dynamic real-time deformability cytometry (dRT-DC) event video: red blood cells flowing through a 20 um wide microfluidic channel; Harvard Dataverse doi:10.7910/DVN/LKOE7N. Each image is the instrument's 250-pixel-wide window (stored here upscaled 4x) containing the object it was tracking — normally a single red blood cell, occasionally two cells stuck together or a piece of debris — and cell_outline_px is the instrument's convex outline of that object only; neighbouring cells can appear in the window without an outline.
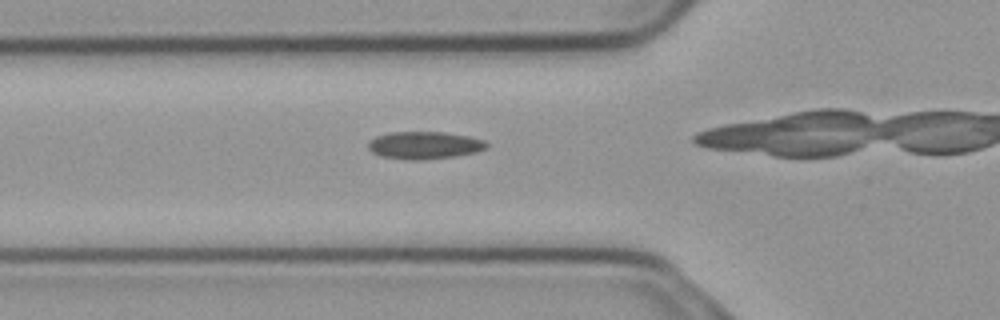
{"species": "common noctule bat (a hibernating species)", "species_latin": "Nyctalus noctula", "temperature_condition": "cold", "stored_images_in_passage": 31, "camera_frame_rate_fps": 3000, "um_per_image_px": 0.085, "animal": {"sex": "male", "body_mass_g": 23.1, "forearm_length_mm": 52.7}, "frame": {"image": 1, "passage_image": 8, "time_ms": 2.333, "image_size_px": [1000, 320], "cell_outline_px": [[488, 148], [476, 152], [456, 156], [420, 160], [412, 160], [380, 156], [372, 152], [368, 148], [368, 144], [376, 136], [392, 132], [444, 132], [468, 136], [484, 140], [488, 144]], "centroid_in_image_um": [36.1, 12.35], "position_along_channel_um": 89.7, "area_um2": 18.9}}
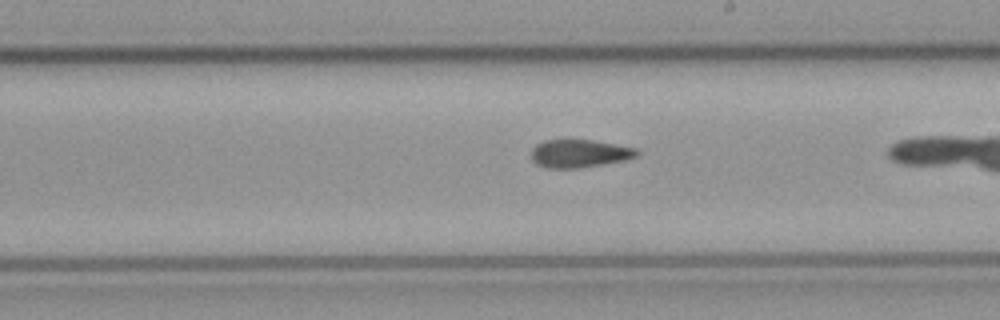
{"frame": {"image": 2, "passage_image": 20, "time_ms": 6.333, "image_size_px": [1000, 320], "cell_outline_px": [[640, 152], [636, 156], [624, 160], [576, 168], [544, 168], [536, 164], [532, 160], [532, 148], [536, 144], [544, 140], [568, 136], [592, 140], [636, 148]], "centroid_in_image_um": [49.17, 12.99], "position_along_channel_um": 239.8, "area_um2": 17.74}}
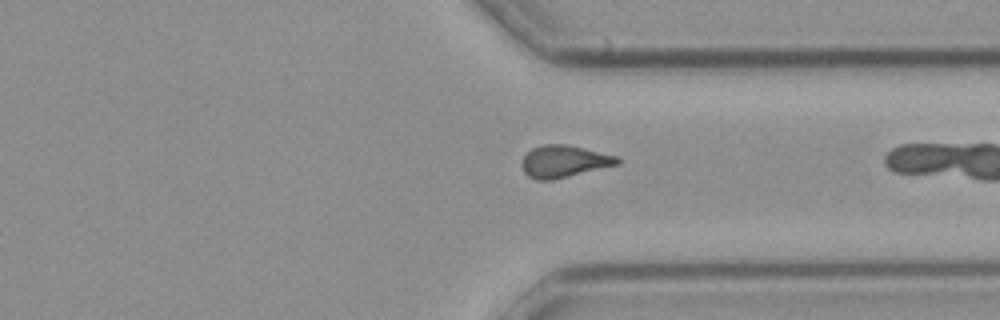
{"frame": {"image": 3, "passage_image": 30, "time_ms": 9.667, "image_size_px": [1000, 320], "cell_outline_px": [[620, 164], [552, 180], [536, 180], [528, 176], [524, 172], [524, 156], [532, 148], [544, 144], [568, 144], [616, 156], [620, 160]], "centroid_in_image_um": [47.96, 13.71], "position_along_channel_um": 363.4, "area_um2": 17.63}}